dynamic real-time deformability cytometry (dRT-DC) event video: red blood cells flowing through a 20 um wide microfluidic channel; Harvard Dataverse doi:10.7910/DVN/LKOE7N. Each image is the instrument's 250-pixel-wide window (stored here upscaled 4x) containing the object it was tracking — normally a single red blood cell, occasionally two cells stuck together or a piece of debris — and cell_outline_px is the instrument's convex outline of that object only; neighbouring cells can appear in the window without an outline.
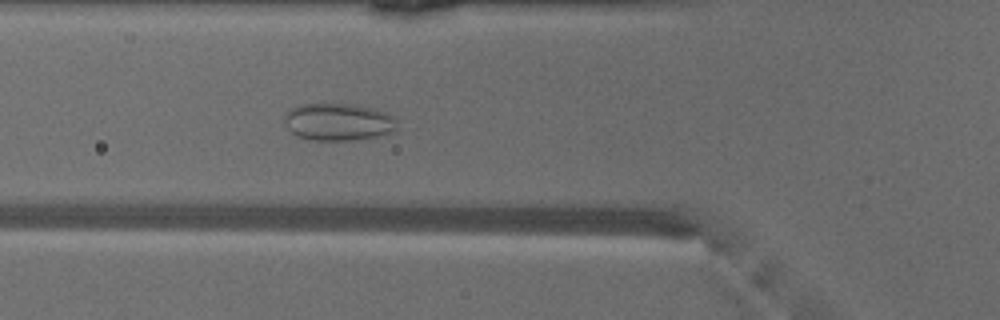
{"species": "common noctule bat (a hibernating species)", "species_latin": "Nyctalus noctula", "temperature_condition": "warm", "stored_images_in_passage": 45, "camera_frame_rate_fps": 3000, "um_per_image_px": 0.085, "animal": {"sex": "male", "body_mass_g": 18.8}, "frame": {"image": 1, "passage_image": 16, "time_ms": 5.0, "image_size_px": [1000, 320], "cell_outline_px": [[396, 128], [392, 132], [376, 136], [352, 140], [308, 140], [296, 136], [288, 128], [284, 120], [284, 116], [292, 108], [300, 104], [348, 104], [372, 108], [388, 112], [396, 120]], "centroid_in_image_um": [28.74, 10.37], "position_along_channel_um": 97.1, "area_um2": 24.39}}
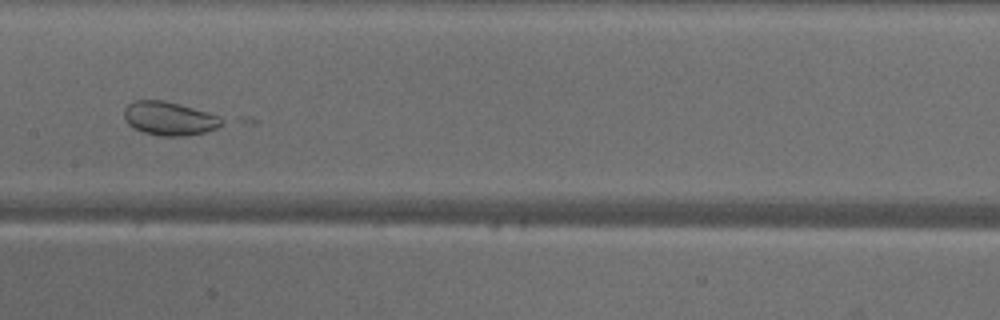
{"frame": {"image": 2, "passage_image": 23, "time_ms": 7.333, "image_size_px": [1000, 320], "cell_outline_px": [[256, 120], [252, 124], [184, 136], [160, 136], [144, 132], [128, 124], [124, 116], [124, 108], [128, 104], [136, 100], [164, 100], [240, 116]], "centroid_in_image_um": [15.16, 10.08], "position_along_channel_um": 192.2, "area_um2": 22.6}}
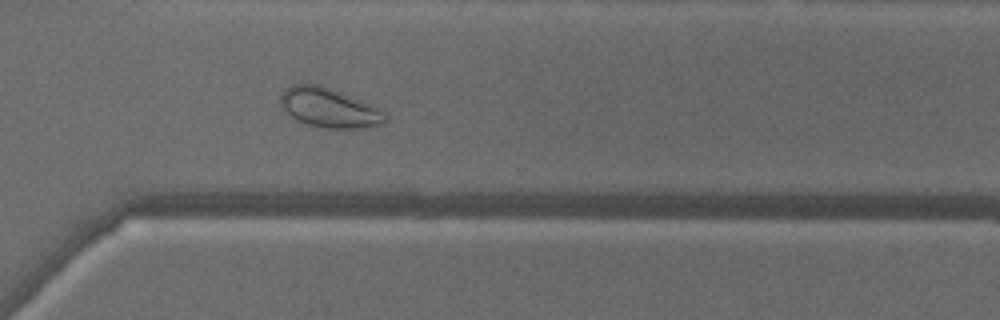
{"frame": {"image": 3, "passage_image": 34, "time_ms": 11.0, "image_size_px": [1000, 320], "cell_outline_px": [[388, 120], [380, 124], [360, 128], [324, 128], [308, 124], [296, 120], [280, 104], [280, 96], [292, 84], [320, 84], [376, 108], [384, 112], [388, 116]], "centroid_in_image_um": [27.95, 9.17], "position_along_channel_um": 342.7, "area_um2": 23.35}}